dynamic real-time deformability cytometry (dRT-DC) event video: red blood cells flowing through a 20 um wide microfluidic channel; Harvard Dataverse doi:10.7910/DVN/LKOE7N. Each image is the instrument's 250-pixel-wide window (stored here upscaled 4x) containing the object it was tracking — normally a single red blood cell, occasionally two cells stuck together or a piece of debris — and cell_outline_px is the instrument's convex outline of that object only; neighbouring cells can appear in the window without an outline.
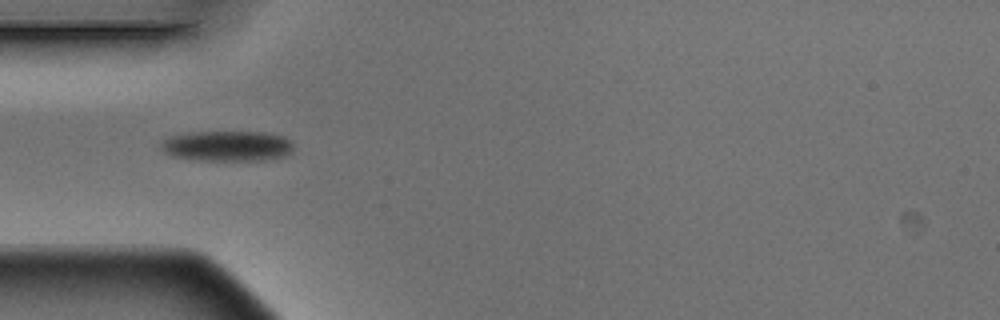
{"species": "Egyptian fruit bat (a non-hibernating species)", "species_latin": "Rousettus aegyptiacus", "temperature_condition": "warm", "stored_images_in_passage": 6, "camera_frame_rate_fps": 3000, "um_per_image_px": 0.085, "animal": {"sex": "male"}, "frame": {"image": 1, "passage_image": 1, "time_ms": 0.0, "image_size_px": [1000, 320], "cell_outline_px": [[292, 152], [284, 156], [264, 160], [200, 160], [172, 156], [164, 152], [160, 148], [160, 140], [172, 136], [192, 132], [264, 132], [284, 136], [292, 140]], "centroid_in_image_um": [19.32, 12.4], "position_along_channel_um": 65.7, "area_um2": 23.58}}
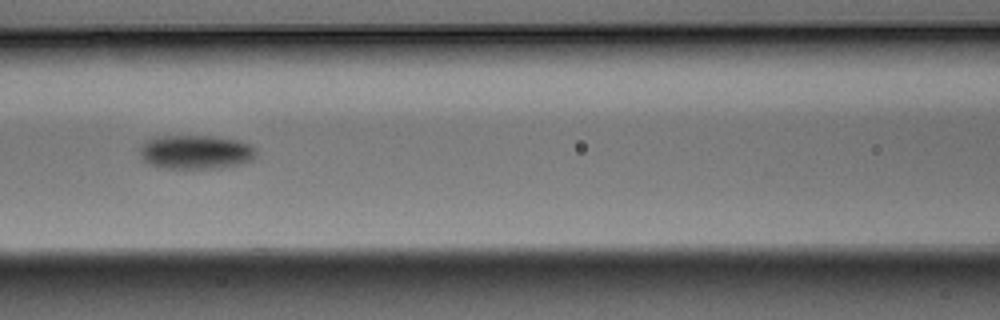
{"frame": {"image": 2, "passage_image": 3, "time_ms": 0.667, "image_size_px": [1000, 320], "cell_outline_px": [[256, 156], [252, 160], [240, 164], [220, 168], [160, 168], [148, 164], [140, 156], [140, 144], [144, 140], [156, 136], [212, 136], [240, 140], [252, 144], [256, 148]], "centroid_in_image_um": [16.63, 12.91], "position_along_channel_um": 150.0, "area_um2": 23.52}}
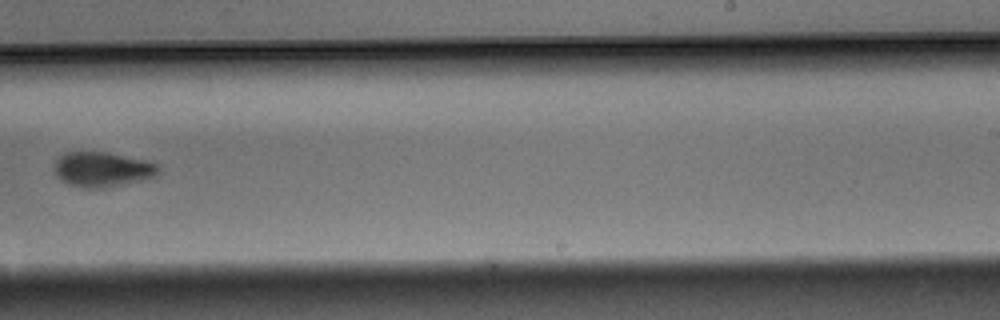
{"frame": {"image": 3, "passage_image": 6, "time_ms": 1.667, "image_size_px": [1000, 320], "cell_outline_px": [[160, 172], [156, 176], [144, 180], [104, 188], [84, 188], [68, 184], [56, 176], [52, 164], [64, 152], [104, 152], [144, 160], [156, 164], [160, 168]], "centroid_in_image_um": [8.67, 14.41], "position_along_channel_um": 280.3, "area_um2": 21.27}}